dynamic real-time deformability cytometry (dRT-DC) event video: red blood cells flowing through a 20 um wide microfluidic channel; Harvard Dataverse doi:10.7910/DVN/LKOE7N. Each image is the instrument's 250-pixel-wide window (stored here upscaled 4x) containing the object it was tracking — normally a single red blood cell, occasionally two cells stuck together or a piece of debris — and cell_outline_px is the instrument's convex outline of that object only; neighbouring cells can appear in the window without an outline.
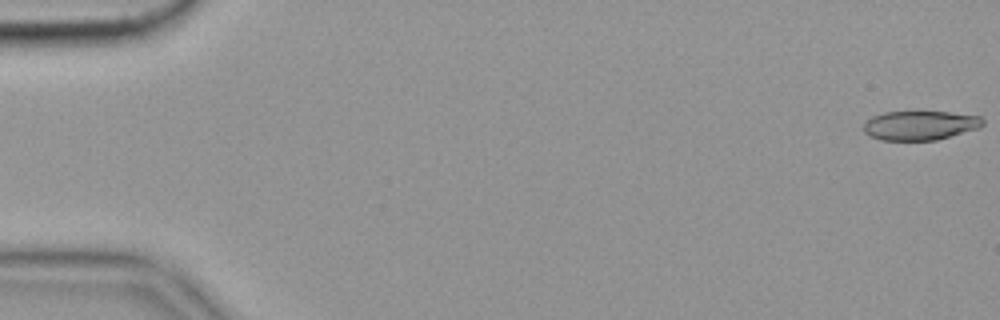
{"species": "common noctule bat (a hibernating species)", "species_latin": "Nyctalus noctula", "temperature_condition": "cold", "stored_images_in_passage": 57, "camera_frame_rate_fps": 3000, "um_per_image_px": 0.085, "animal": {"sex": "female", "body_mass_g": 19.9}, "frame": {"image": 1, "passage_image": 1, "time_ms": 0.0, "image_size_px": [1000, 320], "cell_outline_px": [[984, 124], [980, 128], [936, 140], [880, 140], [864, 132], [864, 124], [872, 116], [884, 112], [948, 112], [980, 116], [984, 120]], "centroid_in_image_um": [78.23, 10.66], "position_along_channel_um": 6.8, "area_um2": 20.23}}
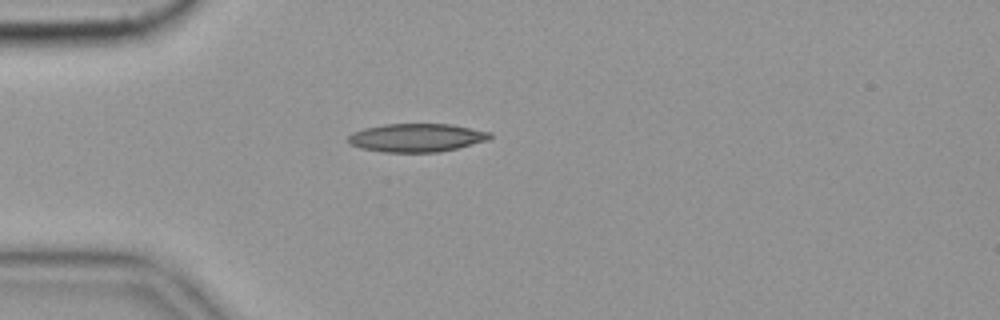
{"frame": {"image": 2, "passage_image": 16, "time_ms": 5.0, "image_size_px": [1000, 320], "cell_outline_px": [[492, 136], [488, 140], [440, 152], [384, 152], [360, 148], [348, 144], [348, 136], [352, 132], [364, 128], [384, 124], [452, 124], [492, 132]], "centroid_in_image_um": [35.39, 11.7], "position_along_channel_um": 49.6, "area_um2": 23.52}}
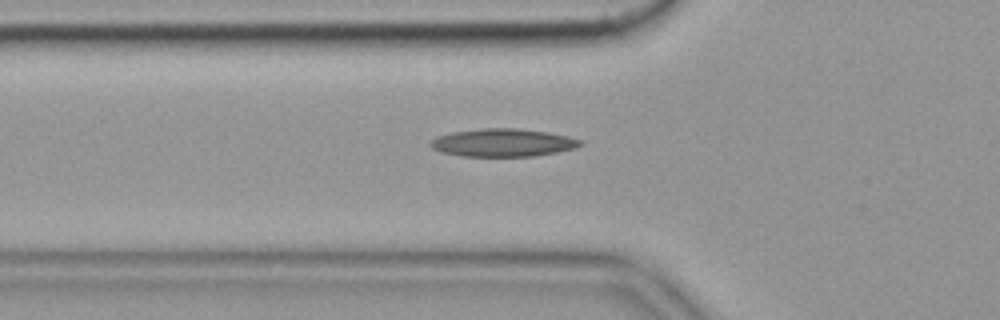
{"frame": {"image": 3, "passage_image": 20, "time_ms": 6.333, "image_size_px": [1000, 320], "cell_outline_px": [[584, 144], [576, 148], [536, 156], [464, 156], [444, 152], [432, 148], [428, 144], [436, 136], [452, 132], [484, 128], [516, 128], [548, 132], [568, 136], [580, 140]], "centroid_in_image_um": [42.76, 12.12], "position_along_channel_um": 83.0, "area_um2": 24.28}, "authors_computed_cell_mechanics": {"area_um2": 22.1952, "velocity_mm_per_s": 3.5608, "shape_relaxation_time_tau1_ms": null, "shape_relaxation_time_tau2_ms": 7.2086, "deformation_change_tau1": null, "deformation_change_tau2": 0.1874}}